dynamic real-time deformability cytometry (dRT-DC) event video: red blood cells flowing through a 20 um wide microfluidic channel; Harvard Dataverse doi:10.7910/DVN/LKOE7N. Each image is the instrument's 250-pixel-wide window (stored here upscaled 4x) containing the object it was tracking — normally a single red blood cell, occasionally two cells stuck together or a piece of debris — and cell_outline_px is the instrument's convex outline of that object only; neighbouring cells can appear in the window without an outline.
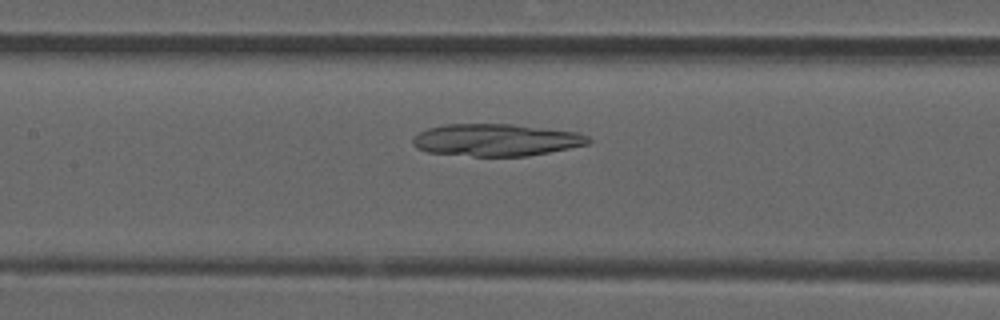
{"species": "common noctule bat (a hibernating species)", "species_latin": "Nyctalus noctula", "temperature_condition": "room temperature", "stored_images_in_passage": 45, "camera_frame_rate_fps": 3000, "um_per_image_px": 0.085, "animal": {"sex": "male", "forearm_length_mm": 52.5}, "frame": {"image": 1, "passage_image": 24, "time_ms": 7.667, "image_size_px": [1000, 320], "cell_outline_px": [[592, 140], [588, 144], [528, 156], [472, 156], [428, 152], [416, 148], [412, 144], [412, 140], [420, 132], [428, 128], [448, 124], [512, 124], [576, 132], [588, 136]], "centroid_in_image_um": [42.15, 11.9], "position_along_channel_um": 165.2, "area_um2": 32.71}}
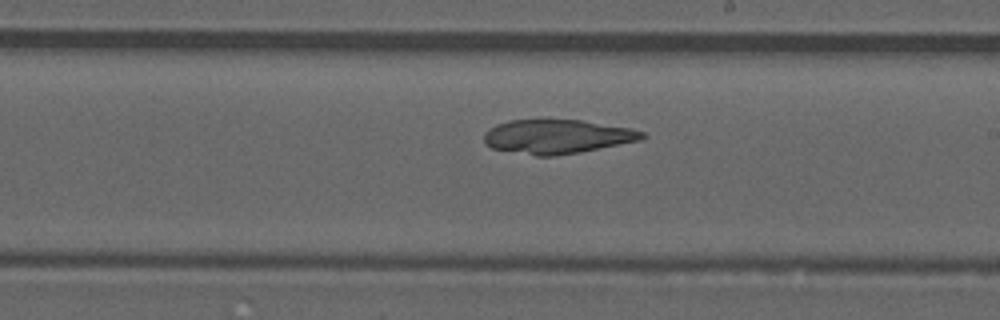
{"frame": {"image": 2, "passage_image": 30, "time_ms": 9.667, "image_size_px": [1000, 320], "cell_outline_px": [[648, 136], [640, 140], [580, 152], [556, 156], [536, 156], [492, 148], [484, 144], [484, 132], [488, 128], [496, 124], [508, 120], [584, 120], [632, 128], [644, 132]], "centroid_in_image_um": [47.35, 11.6], "position_along_channel_um": 241.7, "area_um2": 31.62}}
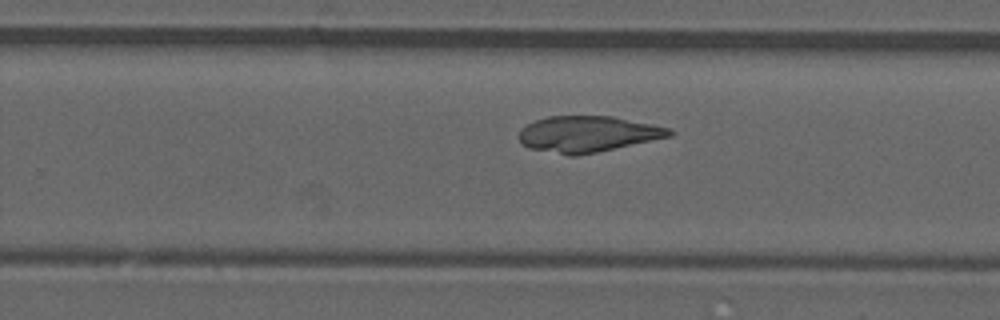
{"frame": {"image": 3, "passage_image": 33, "time_ms": 10.667, "image_size_px": [1000, 320], "cell_outline_px": [[676, 132], [672, 136], [596, 152], [576, 156], [568, 156], [528, 148], [520, 144], [520, 128], [536, 120], [548, 116], [612, 116], [672, 128]], "centroid_in_image_um": [49.96, 11.4], "position_along_channel_um": 279.8, "area_um2": 31.73}}